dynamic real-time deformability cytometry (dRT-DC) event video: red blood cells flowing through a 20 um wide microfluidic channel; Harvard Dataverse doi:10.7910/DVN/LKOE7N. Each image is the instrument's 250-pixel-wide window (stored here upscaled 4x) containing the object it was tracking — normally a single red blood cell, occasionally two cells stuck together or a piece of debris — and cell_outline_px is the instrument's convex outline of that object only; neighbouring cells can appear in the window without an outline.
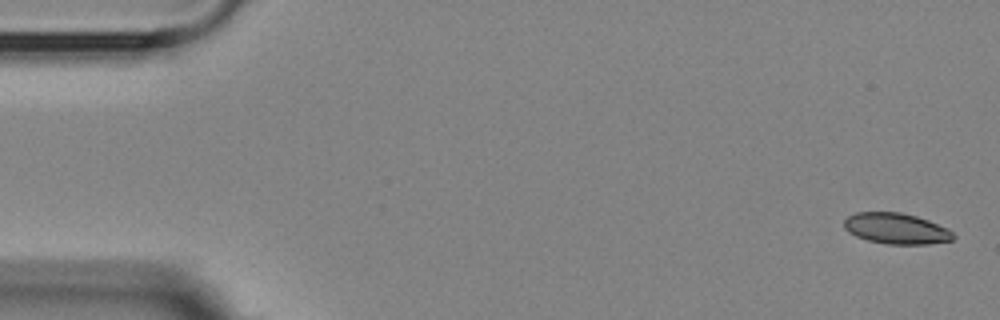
{"species": "Egyptian fruit bat (a non-hibernating species)", "species_latin": "Rousettus aegyptiacus", "temperature_condition": "room temperature", "stored_images_in_passage": 5, "camera_frame_rate_fps": 3000, "um_per_image_px": 0.085, "animal": {"sex": "female"}, "frame": {"image": 1, "passage_image": 1, "time_ms": 0.0, "image_size_px": [1000, 320], "cell_outline_px": [[956, 236], [952, 240], [928, 244], [888, 244], [868, 240], [856, 236], [848, 232], [844, 228], [844, 220], [848, 216], [856, 212], [900, 212], [916, 216], [928, 220], [948, 228]], "centroid_in_image_um": [76.18, 19.42], "position_along_channel_um": 8.8, "area_um2": 19.65}}
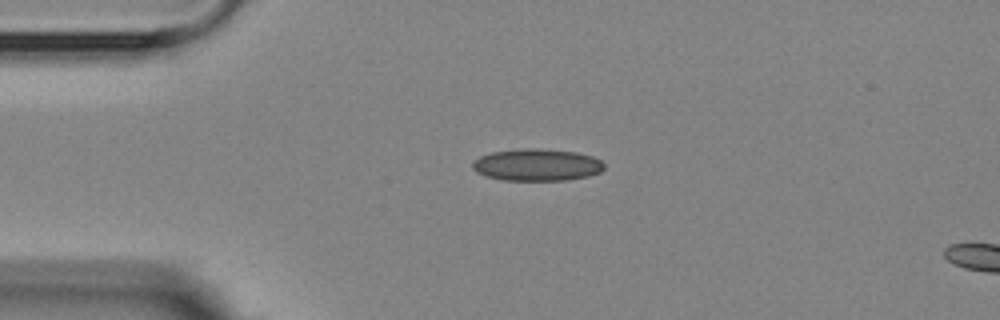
{"frame": {"image": 2, "passage_image": 4, "time_ms": 7.0, "image_size_px": [1000, 320], "cell_outline_px": [[604, 168], [600, 172], [588, 176], [568, 180], [504, 180], [488, 176], [476, 172], [472, 168], [472, 160], [480, 156], [492, 152], [520, 148], [536, 148], [576, 152], [592, 156], [600, 160], [604, 164]], "centroid_in_image_um": [45.63, 14.01], "position_along_channel_um": 39.4, "area_um2": 24.62}}